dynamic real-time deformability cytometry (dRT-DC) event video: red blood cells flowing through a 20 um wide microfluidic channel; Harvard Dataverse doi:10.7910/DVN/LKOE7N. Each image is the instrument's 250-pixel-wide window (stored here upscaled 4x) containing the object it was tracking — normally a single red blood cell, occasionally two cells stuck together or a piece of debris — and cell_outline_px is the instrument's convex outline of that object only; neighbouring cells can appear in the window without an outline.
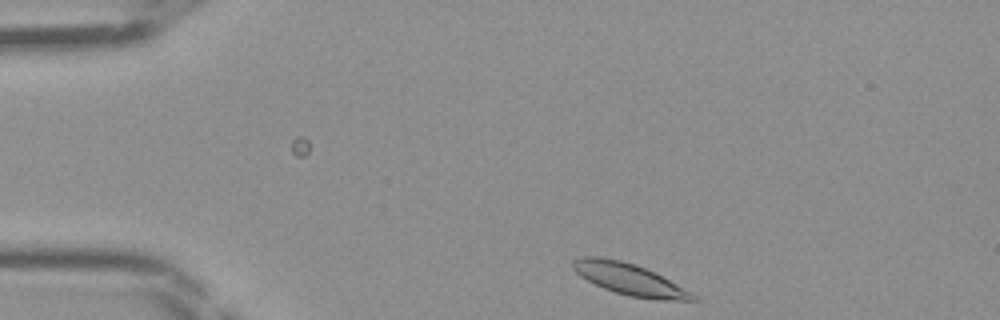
{"species": "Egyptian fruit bat (a non-hibernating species)", "species_latin": "Rousettus aegyptiacus", "temperature_condition": "room temperature", "stored_images_in_passage": 2, "camera_frame_rate_fps": 3000, "um_per_image_px": 0.085, "frame": {"image": 1, "passage_image": 2, "time_ms": 0.333, "image_size_px": [1000, 320], "cell_outline_px": [[700, 300], [660, 300], [628, 296], [604, 288], [580, 276], [572, 268], [572, 260], [580, 256], [600, 256], [620, 260], [636, 264], [692, 292]], "centroid_in_image_um": [53.46, 23.72], "position_along_channel_um": 31.5, "area_um2": 21.79}}